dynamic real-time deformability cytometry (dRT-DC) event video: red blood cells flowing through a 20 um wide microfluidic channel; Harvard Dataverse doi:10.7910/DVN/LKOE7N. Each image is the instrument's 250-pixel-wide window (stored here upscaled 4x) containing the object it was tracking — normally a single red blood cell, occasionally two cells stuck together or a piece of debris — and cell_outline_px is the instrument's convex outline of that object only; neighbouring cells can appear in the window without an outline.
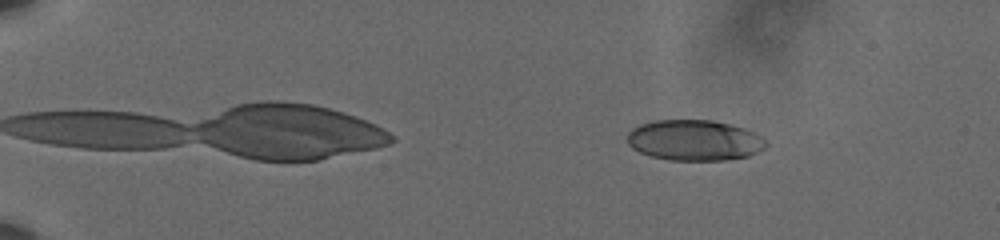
{"species": "human", "species_latin": "Homo sapiens", "temperature_condition": "cold", "stored_images_in_passage": 60, "camera_frame_rate_fps": 3000, "um_per_image_px": 0.085, "donor": {"sex": "male"}, "frame": {"image": 1, "passage_image": 10, "time_ms": 3.0, "image_size_px": [1000, 240], "cell_outline_px": [[768, 144], [764, 148], [748, 156], [724, 160], [668, 160], [652, 156], [640, 152], [632, 148], [628, 144], [628, 132], [632, 128], [640, 124], [656, 120], [712, 120], [732, 124], [744, 128], [760, 136]], "centroid_in_image_um": [59.01, 11.92], "position_along_channel_um": 26.0, "area_um2": 32.83}}
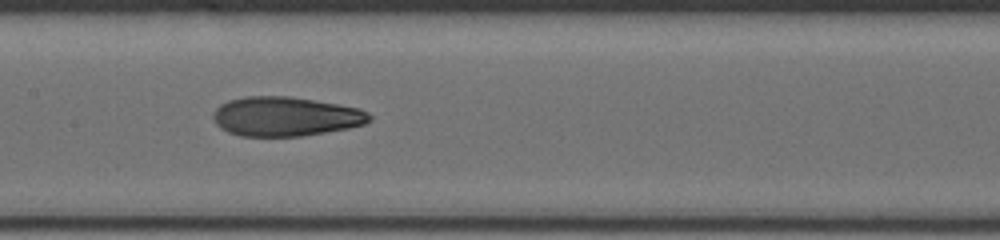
{"frame": {"image": 2, "passage_image": 33, "time_ms": 10.667, "image_size_px": [1000, 240], "cell_outline_px": [[372, 120], [364, 124], [348, 128], [300, 136], [240, 136], [228, 132], [220, 128], [216, 124], [212, 116], [216, 108], [220, 104], [228, 100], [248, 96], [288, 96], [360, 108], [368, 112], [372, 116]], "centroid_in_image_um": [24.25, 9.9], "position_along_channel_um": 183.1, "area_um2": 35.78}}
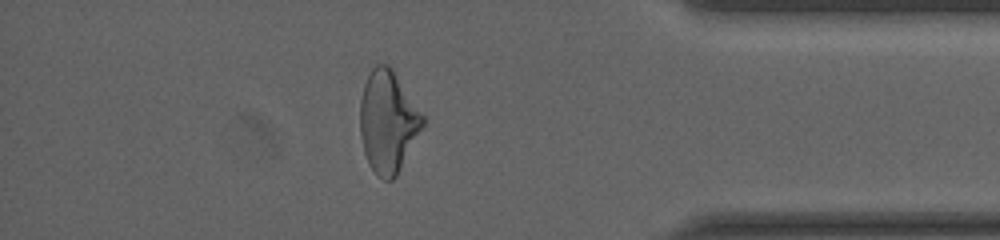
{"frame": {"image": 3, "passage_image": 53, "time_ms": 17.333, "image_size_px": [1000, 240], "cell_outline_px": [[424, 124], [396, 176], [392, 180], [384, 180], [376, 176], [368, 164], [364, 152], [360, 136], [360, 100], [364, 84], [372, 68], [376, 64], [388, 64], [392, 68], [424, 116]], "centroid_in_image_um": [32.95, 10.35], "position_along_channel_um": 402.3, "area_um2": 37.05}, "authors_computed_cell_mechanics": {"area_um2": 35.0846, "velocity_mm_per_s": 3.6157, "shape_relaxation_time_tau1_ms": null, "shape_relaxation_time_tau2_ms": 2.6422, "deformation_change_tau1": null, "deformation_change_tau2": 0.104}}